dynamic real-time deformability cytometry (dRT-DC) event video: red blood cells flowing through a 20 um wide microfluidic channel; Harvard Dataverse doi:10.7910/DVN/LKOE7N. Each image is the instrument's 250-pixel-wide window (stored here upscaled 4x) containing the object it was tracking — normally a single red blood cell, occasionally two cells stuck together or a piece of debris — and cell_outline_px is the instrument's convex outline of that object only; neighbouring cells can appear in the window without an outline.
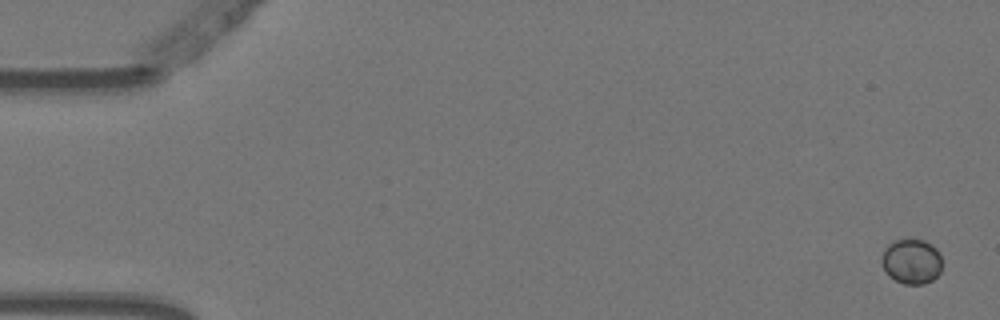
{"species": "Egyptian fruit bat (a non-hibernating species)", "species_latin": "Rousettus aegyptiacus", "temperature_condition": "warm", "stored_images_in_passage": 5, "camera_frame_rate_fps": 3000, "um_per_image_px": 0.085, "animal": {"sex": "female"}, "frame": {"image": 1, "passage_image": 1, "time_ms": 0.0, "image_size_px": [1000, 320], "cell_outline_px": [[940, 272], [932, 280], [924, 284], [904, 284], [888, 276], [880, 264], [880, 256], [884, 248], [888, 244], [896, 240], [924, 240], [932, 244], [940, 252]], "centroid_in_image_um": [77.44, 22.22], "position_along_channel_um": 7.6, "area_um2": 16.01}}
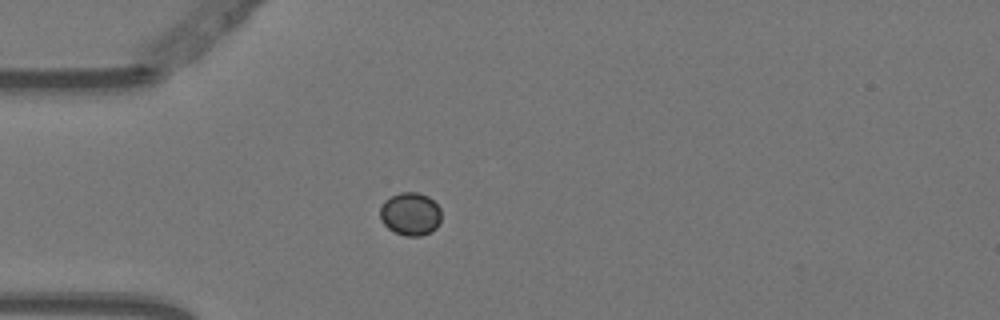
{"frame": {"image": 2, "passage_image": 5, "time_ms": 1.333, "image_size_px": [1000, 320], "cell_outline_px": [[440, 224], [432, 232], [420, 236], [404, 236], [388, 228], [380, 220], [380, 208], [384, 200], [400, 192], [416, 192], [428, 196], [440, 208]], "centroid_in_image_um": [34.88, 18.19], "position_along_channel_um": 50.1, "area_um2": 15.43}}